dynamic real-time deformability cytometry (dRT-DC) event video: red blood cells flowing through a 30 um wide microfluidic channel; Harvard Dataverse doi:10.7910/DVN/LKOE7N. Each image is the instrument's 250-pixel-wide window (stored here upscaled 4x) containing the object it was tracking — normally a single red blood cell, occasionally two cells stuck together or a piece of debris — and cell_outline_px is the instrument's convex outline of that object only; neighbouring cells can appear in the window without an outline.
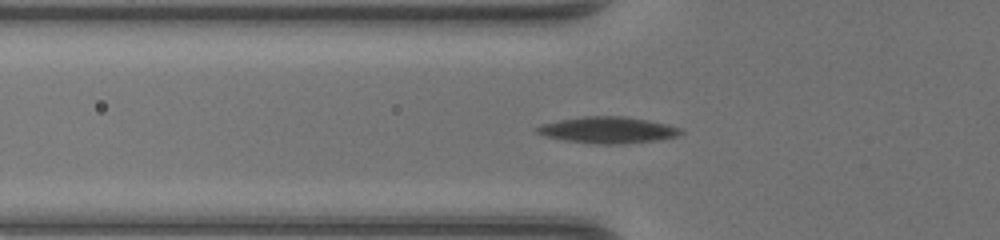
{"species": "common noctule bat (a hibernating species)", "species_latin": "Nyctalus noctula", "temperature_condition": "warm", "stored_images_in_passage": 39, "camera_frame_rate_fps": 3000, "um_per_image_px": 0.085, "animal": {"sex": "female", "body_mass_g": 17.0, "forearm_length_mm": 48.0}, "frame": {"image": 1, "passage_image": 11, "time_ms": 3.333, "image_size_px": [1000, 240], "cell_outline_px": [[684, 132], [676, 136], [656, 140], [620, 144], [596, 144], [564, 140], [544, 136], [536, 132], [536, 128], [544, 124], [560, 120], [584, 116], [624, 116], [648, 120], [680, 128]], "centroid_in_image_um": [51.66, 11.05], "position_along_channel_um": 74.1, "area_um2": 21.85}}
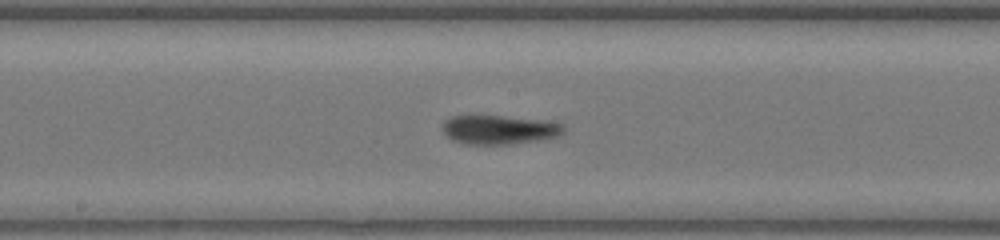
{"frame": {"image": 2, "passage_image": 20, "time_ms": 6.333, "image_size_px": [1000, 240], "cell_outline_px": [[564, 132], [556, 136], [540, 140], [512, 144], [468, 144], [452, 140], [444, 132], [444, 120], [452, 116], [504, 116], [548, 120], [564, 124]], "centroid_in_image_um": [42.48, 11.02], "position_along_channel_um": 205.7, "area_um2": 20.46}}
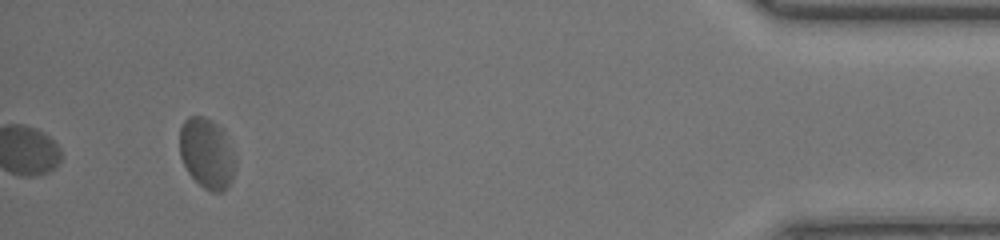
{"frame": {"image": 3, "passage_image": 39, "time_ms": 12.667, "image_size_px": [1000, 240], "cell_outline_px": [[232, 180], [220, 192], [212, 192], [204, 188], [188, 172], [180, 156], [180, 128], [184, 120], [188, 116], [204, 116], [216, 124], [220, 128], [232, 160]], "centroid_in_image_um": [17.47, 13.02], "position_along_channel_um": 417.7, "area_um2": 21.56}}